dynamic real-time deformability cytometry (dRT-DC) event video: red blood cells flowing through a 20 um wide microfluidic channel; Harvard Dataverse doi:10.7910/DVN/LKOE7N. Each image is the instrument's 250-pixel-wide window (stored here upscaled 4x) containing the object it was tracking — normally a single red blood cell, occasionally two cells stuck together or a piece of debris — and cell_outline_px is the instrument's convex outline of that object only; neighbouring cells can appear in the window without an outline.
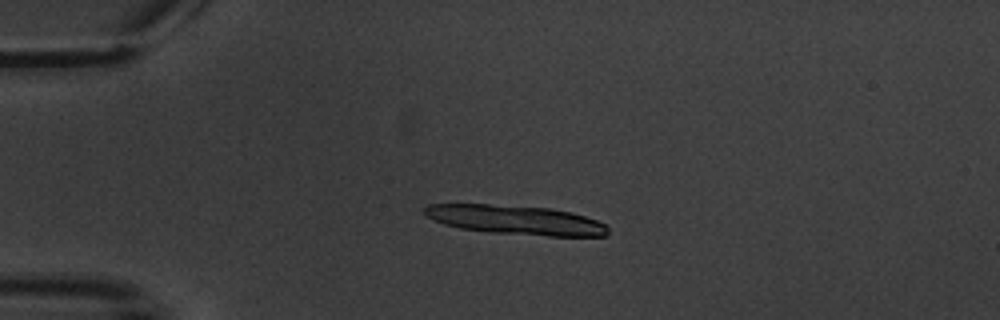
{"species": "common noctule bat (a hibernating species)", "species_latin": "Nyctalus noctula", "temperature_condition": "warm", "stored_images_in_passage": 3, "camera_frame_rate_fps": 3000, "um_per_image_px": 0.085, "animal": {"sex": "male", "body_mass_g": 20.1, "forearm_length_mm": 53.5}, "frame": {"image": 1, "passage_image": 1, "time_ms": 0.0, "image_size_px": [1000, 320], "cell_outline_px": [[608, 236], [548, 236], [492, 232], [460, 228], [444, 224], [428, 216], [420, 208], [428, 204], [488, 204], [548, 208], [572, 212], [608, 224]], "centroid_in_image_um": [43.86, 18.69], "position_along_channel_um": 41.1, "area_um2": 31.21}}